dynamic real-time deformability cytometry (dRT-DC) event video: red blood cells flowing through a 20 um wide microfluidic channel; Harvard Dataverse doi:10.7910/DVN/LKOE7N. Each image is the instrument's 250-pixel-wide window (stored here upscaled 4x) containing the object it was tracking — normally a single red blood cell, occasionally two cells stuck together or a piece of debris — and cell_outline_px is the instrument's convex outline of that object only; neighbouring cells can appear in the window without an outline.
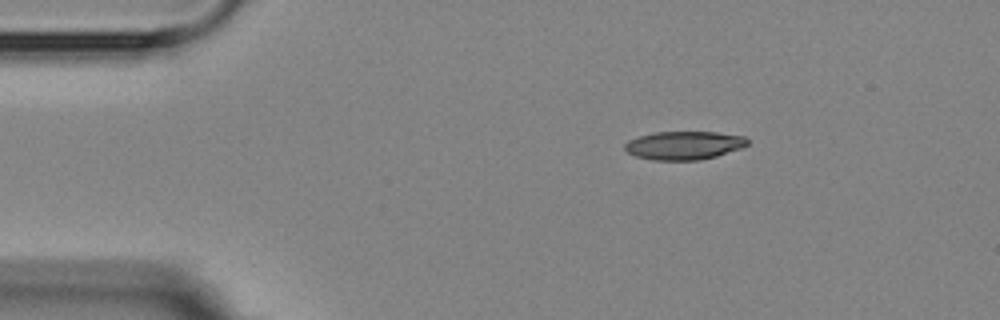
{"species": "Egyptian fruit bat (a non-hibernating species)", "species_latin": "Rousettus aegyptiacus", "temperature_condition": "room temperature", "stored_images_in_passage": 4, "segment_of_instrument_passage": [1, 2], "camera_frame_rate_fps": 3000, "um_per_image_px": 0.085, "animal": {"sex": "female"}, "frame": {"image": 1, "passage_image": 2, "time_ms": 1.667, "image_size_px": [1000, 320], "cell_outline_px": [[748, 144], [740, 148], [716, 156], [700, 160], [652, 160], [636, 156], [628, 152], [624, 148], [624, 144], [628, 140], [640, 136], [656, 132], [716, 132], [744, 136], [748, 140]], "centroid_in_image_um": [58.13, 12.35], "position_along_channel_um": 26.9, "area_um2": 20.17}}